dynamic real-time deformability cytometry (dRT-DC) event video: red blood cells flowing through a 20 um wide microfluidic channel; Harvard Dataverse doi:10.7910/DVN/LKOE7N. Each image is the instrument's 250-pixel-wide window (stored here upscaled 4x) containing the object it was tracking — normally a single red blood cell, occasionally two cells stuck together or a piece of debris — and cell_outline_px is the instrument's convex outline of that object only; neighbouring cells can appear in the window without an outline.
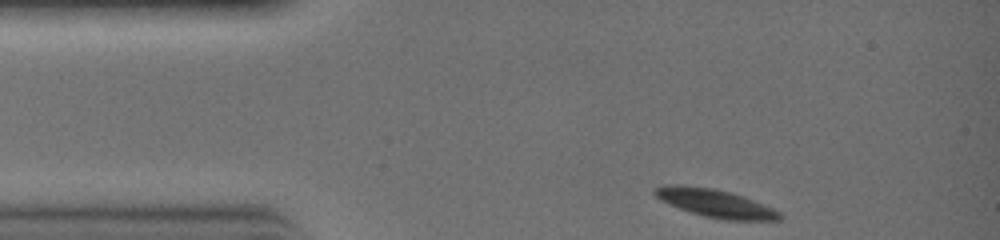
{"species": "common noctule bat (a hibernating species)", "species_latin": "Nyctalus noctula", "temperature_condition": "warm", "stored_images_in_passage": 24, "camera_frame_rate_fps": 3000, "um_per_image_px": 0.085, "animal": {"sex": "female", "body_mass_g": 19.0, "forearm_length_mm": 51.5}, "frame": {"image": 1, "passage_image": 1, "time_ms": 0.0, "image_size_px": [1000, 240], "cell_outline_px": [[784, 216], [780, 220], [724, 220], [704, 216], [680, 208], [660, 200], [652, 192], [652, 188], [664, 184], [684, 184], [716, 188], [732, 192], [744, 196], [772, 208], [780, 212]], "centroid_in_image_um": [60.77, 17.24], "position_along_channel_um": 24.2, "area_um2": 20.69}}
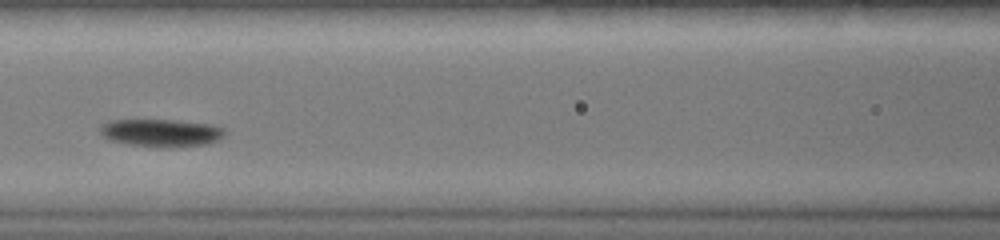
{"frame": {"image": 2, "passage_image": 10, "time_ms": 3.0, "image_size_px": [1000, 240], "cell_outline_px": [[228, 132], [224, 136], [208, 144], [172, 148], [168, 148], [128, 144], [108, 140], [100, 132], [100, 124], [108, 120], [176, 120], [212, 124], [224, 128]], "centroid_in_image_um": [13.72, 11.29], "position_along_channel_um": 152.9, "area_um2": 20.46}}
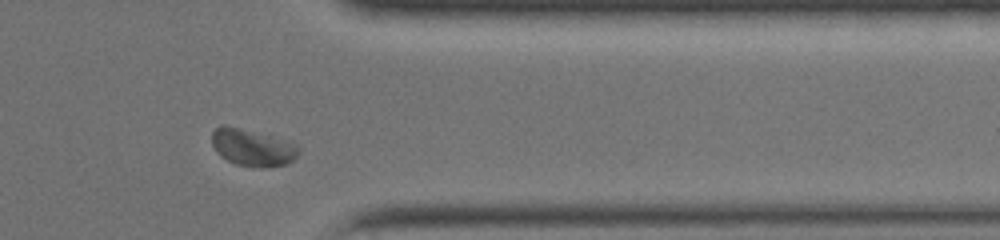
{"frame": {"image": 3, "passage_image": 22, "time_ms": 7.0, "image_size_px": [1000, 240], "cell_outline_px": [[300, 152], [292, 160], [284, 164], [260, 168], [252, 168], [236, 164], [220, 156], [216, 152], [212, 144], [212, 132], [220, 124], [224, 124], [272, 136], [300, 144]], "centroid_in_image_um": [21.46, 12.54], "position_along_channel_um": 389.9, "area_um2": 18.9}}